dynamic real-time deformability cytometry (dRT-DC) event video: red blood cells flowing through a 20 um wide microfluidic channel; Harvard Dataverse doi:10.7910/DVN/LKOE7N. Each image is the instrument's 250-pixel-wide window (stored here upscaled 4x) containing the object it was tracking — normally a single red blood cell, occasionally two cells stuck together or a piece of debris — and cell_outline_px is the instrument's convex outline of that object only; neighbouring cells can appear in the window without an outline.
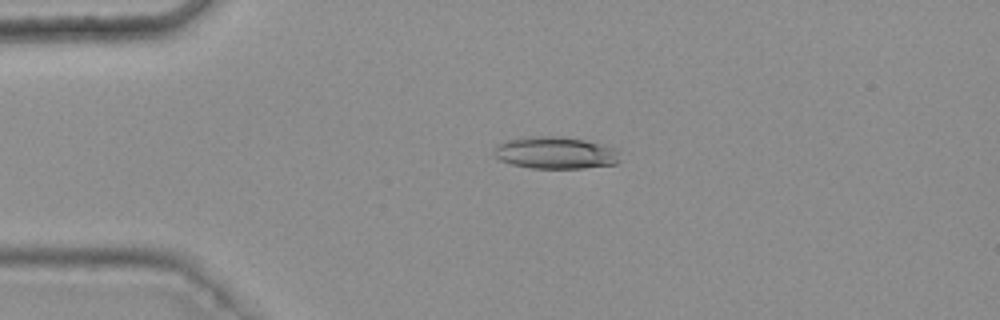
{"species": "common noctule bat (a hibernating species)", "species_latin": "Nyctalus noctula", "temperature_condition": "warm", "stored_images_in_passage": 48, "camera_frame_rate_fps": 3000, "um_per_image_px": 0.085, "animal": {"sex": "female", "body_mass_g": 25.1}, "frame": {"image": 1, "passage_image": 13, "time_ms": 4.0, "image_size_px": [1000, 320], "cell_outline_px": [[620, 160], [616, 164], [584, 168], [532, 168], [512, 164], [500, 160], [496, 156], [496, 144], [504, 140], [528, 136], [556, 136], [584, 140], [600, 144], [612, 148], [616, 152]], "centroid_in_image_um": [47.17, 12.98], "position_along_channel_um": 37.8, "area_um2": 23.29}}
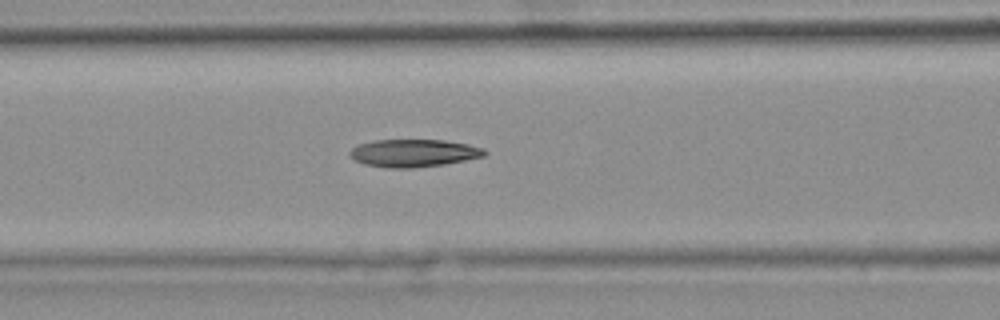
{"frame": {"image": 2, "passage_image": 23, "time_ms": 7.333, "image_size_px": [1000, 320], "cell_outline_px": [[488, 152], [484, 156], [444, 164], [412, 168], [384, 168], [364, 164], [348, 156], [348, 152], [356, 144], [372, 140], [444, 140], [468, 144], [484, 148]], "centroid_in_image_um": [35.11, 13.01], "position_along_channel_um": 131.5, "area_um2": 21.91}}
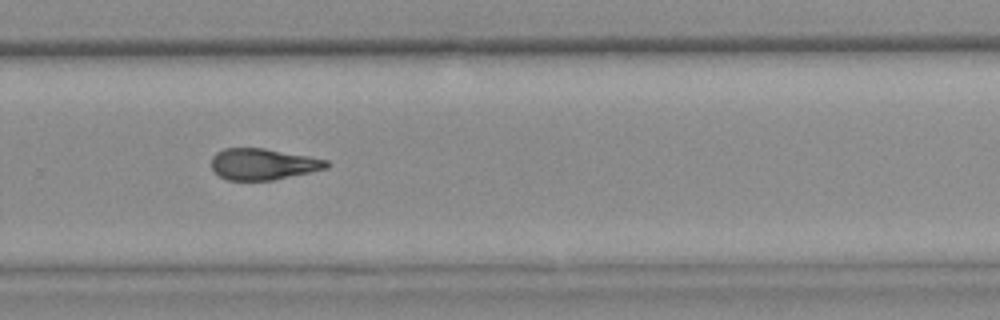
{"frame": {"image": 3, "passage_image": 37, "time_ms": 12.0, "image_size_px": [1000, 320], "cell_outline_px": [[332, 164], [328, 168], [272, 180], [228, 180], [220, 176], [212, 168], [212, 156], [216, 152], [224, 148], [264, 148], [308, 156], [328, 160]], "centroid_in_image_um": [22.37, 13.94], "position_along_channel_um": 307.4, "area_um2": 20.92}, "authors_computed_cell_mechanics": {"area_um2": 22.0218, "velocity_mm_per_s": 3.7792, "shape_relaxation_time_tau1_ms": null, "shape_relaxation_time_tau2_ms": 6.3468, "deformation_change_tau1": null, "deformation_change_tau2": 0.1816}}